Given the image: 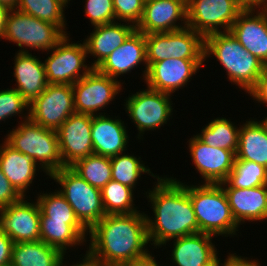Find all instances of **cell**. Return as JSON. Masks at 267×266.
<instances>
[{
    "label": "cell",
    "mask_w": 267,
    "mask_h": 266,
    "mask_svg": "<svg viewBox=\"0 0 267 266\" xmlns=\"http://www.w3.org/2000/svg\"><path fill=\"white\" fill-rule=\"evenodd\" d=\"M155 181L152 188L143 193L154 213V217L145 214L148 239L153 250L166 246L173 239L198 233L188 183L167 175H161Z\"/></svg>",
    "instance_id": "cell-1"
},
{
    "label": "cell",
    "mask_w": 267,
    "mask_h": 266,
    "mask_svg": "<svg viewBox=\"0 0 267 266\" xmlns=\"http://www.w3.org/2000/svg\"><path fill=\"white\" fill-rule=\"evenodd\" d=\"M87 252L102 266H117L150 253L145 212L108 214L88 231Z\"/></svg>",
    "instance_id": "cell-2"
},
{
    "label": "cell",
    "mask_w": 267,
    "mask_h": 266,
    "mask_svg": "<svg viewBox=\"0 0 267 266\" xmlns=\"http://www.w3.org/2000/svg\"><path fill=\"white\" fill-rule=\"evenodd\" d=\"M223 66L231 84L248 93L267 68L256 56L247 51L240 42L228 32L211 33L204 37V61L209 57Z\"/></svg>",
    "instance_id": "cell-3"
},
{
    "label": "cell",
    "mask_w": 267,
    "mask_h": 266,
    "mask_svg": "<svg viewBox=\"0 0 267 266\" xmlns=\"http://www.w3.org/2000/svg\"><path fill=\"white\" fill-rule=\"evenodd\" d=\"M198 183L188 184V194L198 223V233L209 234L214 238L237 236L240 226L233 217L221 184Z\"/></svg>",
    "instance_id": "cell-4"
},
{
    "label": "cell",
    "mask_w": 267,
    "mask_h": 266,
    "mask_svg": "<svg viewBox=\"0 0 267 266\" xmlns=\"http://www.w3.org/2000/svg\"><path fill=\"white\" fill-rule=\"evenodd\" d=\"M4 141L13 149L32 158L46 176L65 167L62 162L58 136L55 130L44 128L30 119L17 121Z\"/></svg>",
    "instance_id": "cell-5"
},
{
    "label": "cell",
    "mask_w": 267,
    "mask_h": 266,
    "mask_svg": "<svg viewBox=\"0 0 267 266\" xmlns=\"http://www.w3.org/2000/svg\"><path fill=\"white\" fill-rule=\"evenodd\" d=\"M49 178L60 185L58 192L65 197L79 222L88 231L106 215L101 189L90 185L71 167H62Z\"/></svg>",
    "instance_id": "cell-6"
},
{
    "label": "cell",
    "mask_w": 267,
    "mask_h": 266,
    "mask_svg": "<svg viewBox=\"0 0 267 266\" xmlns=\"http://www.w3.org/2000/svg\"><path fill=\"white\" fill-rule=\"evenodd\" d=\"M65 35L58 26L11 8L3 39L16 44L19 48L17 52L29 53V50H37L43 53L49 52Z\"/></svg>",
    "instance_id": "cell-7"
},
{
    "label": "cell",
    "mask_w": 267,
    "mask_h": 266,
    "mask_svg": "<svg viewBox=\"0 0 267 266\" xmlns=\"http://www.w3.org/2000/svg\"><path fill=\"white\" fill-rule=\"evenodd\" d=\"M136 93L129 94L124 99L125 113L137 128V137L143 141V135L147 131H156L167 125L173 117V103L171 94L156 91L146 87ZM171 117V118H170Z\"/></svg>",
    "instance_id": "cell-8"
},
{
    "label": "cell",
    "mask_w": 267,
    "mask_h": 266,
    "mask_svg": "<svg viewBox=\"0 0 267 266\" xmlns=\"http://www.w3.org/2000/svg\"><path fill=\"white\" fill-rule=\"evenodd\" d=\"M148 67L168 58L204 60V37L191 29L145 34Z\"/></svg>",
    "instance_id": "cell-9"
},
{
    "label": "cell",
    "mask_w": 267,
    "mask_h": 266,
    "mask_svg": "<svg viewBox=\"0 0 267 266\" xmlns=\"http://www.w3.org/2000/svg\"><path fill=\"white\" fill-rule=\"evenodd\" d=\"M70 39L69 35H65L49 53L46 52L50 54L43 62L48 84L73 85L93 69L86 63L88 57L84 41L73 43Z\"/></svg>",
    "instance_id": "cell-10"
},
{
    "label": "cell",
    "mask_w": 267,
    "mask_h": 266,
    "mask_svg": "<svg viewBox=\"0 0 267 266\" xmlns=\"http://www.w3.org/2000/svg\"><path fill=\"white\" fill-rule=\"evenodd\" d=\"M244 9L238 0H187V24L203 37L228 32Z\"/></svg>",
    "instance_id": "cell-11"
},
{
    "label": "cell",
    "mask_w": 267,
    "mask_h": 266,
    "mask_svg": "<svg viewBox=\"0 0 267 266\" xmlns=\"http://www.w3.org/2000/svg\"><path fill=\"white\" fill-rule=\"evenodd\" d=\"M123 84L121 78L113 79L93 68L72 85L75 112L90 115L108 114L100 111H107L103 109L123 91Z\"/></svg>",
    "instance_id": "cell-12"
},
{
    "label": "cell",
    "mask_w": 267,
    "mask_h": 266,
    "mask_svg": "<svg viewBox=\"0 0 267 266\" xmlns=\"http://www.w3.org/2000/svg\"><path fill=\"white\" fill-rule=\"evenodd\" d=\"M73 113V87L69 84H48L45 91L29 104V119L55 131Z\"/></svg>",
    "instance_id": "cell-13"
},
{
    "label": "cell",
    "mask_w": 267,
    "mask_h": 266,
    "mask_svg": "<svg viewBox=\"0 0 267 266\" xmlns=\"http://www.w3.org/2000/svg\"><path fill=\"white\" fill-rule=\"evenodd\" d=\"M191 160L203 179L202 183L220 184L227 180L232 171L236 153L218 147H211L200 141L195 135L188 141Z\"/></svg>",
    "instance_id": "cell-14"
},
{
    "label": "cell",
    "mask_w": 267,
    "mask_h": 266,
    "mask_svg": "<svg viewBox=\"0 0 267 266\" xmlns=\"http://www.w3.org/2000/svg\"><path fill=\"white\" fill-rule=\"evenodd\" d=\"M203 63H205L204 60L176 58L155 62L148 67L144 83L150 89L173 95L176 91L187 87L188 82L199 72Z\"/></svg>",
    "instance_id": "cell-15"
},
{
    "label": "cell",
    "mask_w": 267,
    "mask_h": 266,
    "mask_svg": "<svg viewBox=\"0 0 267 266\" xmlns=\"http://www.w3.org/2000/svg\"><path fill=\"white\" fill-rule=\"evenodd\" d=\"M26 199L22 197L18 202L0 209V229L14 243L40 240L39 205L37 201Z\"/></svg>",
    "instance_id": "cell-16"
},
{
    "label": "cell",
    "mask_w": 267,
    "mask_h": 266,
    "mask_svg": "<svg viewBox=\"0 0 267 266\" xmlns=\"http://www.w3.org/2000/svg\"><path fill=\"white\" fill-rule=\"evenodd\" d=\"M92 115L73 113L56 131L63 165L94 154L91 140Z\"/></svg>",
    "instance_id": "cell-17"
},
{
    "label": "cell",
    "mask_w": 267,
    "mask_h": 266,
    "mask_svg": "<svg viewBox=\"0 0 267 266\" xmlns=\"http://www.w3.org/2000/svg\"><path fill=\"white\" fill-rule=\"evenodd\" d=\"M187 26V0H145L136 30L144 34L165 33Z\"/></svg>",
    "instance_id": "cell-18"
},
{
    "label": "cell",
    "mask_w": 267,
    "mask_h": 266,
    "mask_svg": "<svg viewBox=\"0 0 267 266\" xmlns=\"http://www.w3.org/2000/svg\"><path fill=\"white\" fill-rule=\"evenodd\" d=\"M140 65L145 67L142 71V79L144 80L148 70L145 34L135 30L96 69L113 79L119 80L120 76L131 73L133 69H137Z\"/></svg>",
    "instance_id": "cell-19"
},
{
    "label": "cell",
    "mask_w": 267,
    "mask_h": 266,
    "mask_svg": "<svg viewBox=\"0 0 267 266\" xmlns=\"http://www.w3.org/2000/svg\"><path fill=\"white\" fill-rule=\"evenodd\" d=\"M121 117L92 115L91 140L94 154L106 157L117 156L129 147V130Z\"/></svg>",
    "instance_id": "cell-20"
},
{
    "label": "cell",
    "mask_w": 267,
    "mask_h": 266,
    "mask_svg": "<svg viewBox=\"0 0 267 266\" xmlns=\"http://www.w3.org/2000/svg\"><path fill=\"white\" fill-rule=\"evenodd\" d=\"M230 32L240 44L267 67V15L244 9L233 23Z\"/></svg>",
    "instance_id": "cell-21"
},
{
    "label": "cell",
    "mask_w": 267,
    "mask_h": 266,
    "mask_svg": "<svg viewBox=\"0 0 267 266\" xmlns=\"http://www.w3.org/2000/svg\"><path fill=\"white\" fill-rule=\"evenodd\" d=\"M220 184L239 226L247 221L267 220V184L249 189L231 187L226 181Z\"/></svg>",
    "instance_id": "cell-22"
},
{
    "label": "cell",
    "mask_w": 267,
    "mask_h": 266,
    "mask_svg": "<svg viewBox=\"0 0 267 266\" xmlns=\"http://www.w3.org/2000/svg\"><path fill=\"white\" fill-rule=\"evenodd\" d=\"M214 236L196 233L173 239L170 245L171 256L169 266H206L219 254L213 242ZM172 262V264H171ZM167 266V264H166Z\"/></svg>",
    "instance_id": "cell-23"
},
{
    "label": "cell",
    "mask_w": 267,
    "mask_h": 266,
    "mask_svg": "<svg viewBox=\"0 0 267 266\" xmlns=\"http://www.w3.org/2000/svg\"><path fill=\"white\" fill-rule=\"evenodd\" d=\"M136 30V26L122 21H114L93 27L90 35L83 41L87 49V57L93 56L91 67L96 68L115 49L121 46L125 40Z\"/></svg>",
    "instance_id": "cell-24"
},
{
    "label": "cell",
    "mask_w": 267,
    "mask_h": 266,
    "mask_svg": "<svg viewBox=\"0 0 267 266\" xmlns=\"http://www.w3.org/2000/svg\"><path fill=\"white\" fill-rule=\"evenodd\" d=\"M13 64V88L30 104L48 86L44 63L31 52H16Z\"/></svg>",
    "instance_id": "cell-25"
},
{
    "label": "cell",
    "mask_w": 267,
    "mask_h": 266,
    "mask_svg": "<svg viewBox=\"0 0 267 266\" xmlns=\"http://www.w3.org/2000/svg\"><path fill=\"white\" fill-rule=\"evenodd\" d=\"M2 141L0 143L1 170L14 189L22 197H26L29 187L34 184L36 173H39V169L41 172L43 170L32 158L13 149L3 139Z\"/></svg>",
    "instance_id": "cell-26"
},
{
    "label": "cell",
    "mask_w": 267,
    "mask_h": 266,
    "mask_svg": "<svg viewBox=\"0 0 267 266\" xmlns=\"http://www.w3.org/2000/svg\"><path fill=\"white\" fill-rule=\"evenodd\" d=\"M246 119L240 124L236 160H248L267 168V129L261 121Z\"/></svg>",
    "instance_id": "cell-27"
},
{
    "label": "cell",
    "mask_w": 267,
    "mask_h": 266,
    "mask_svg": "<svg viewBox=\"0 0 267 266\" xmlns=\"http://www.w3.org/2000/svg\"><path fill=\"white\" fill-rule=\"evenodd\" d=\"M63 257L67 258V255L41 240L18 242L13 244L10 265L60 266Z\"/></svg>",
    "instance_id": "cell-28"
},
{
    "label": "cell",
    "mask_w": 267,
    "mask_h": 266,
    "mask_svg": "<svg viewBox=\"0 0 267 266\" xmlns=\"http://www.w3.org/2000/svg\"><path fill=\"white\" fill-rule=\"evenodd\" d=\"M36 195H38L35 200L40 208V216H47L50 220L65 221L87 242L88 230L79 222L74 210L57 189L54 192L43 191Z\"/></svg>",
    "instance_id": "cell-29"
},
{
    "label": "cell",
    "mask_w": 267,
    "mask_h": 266,
    "mask_svg": "<svg viewBox=\"0 0 267 266\" xmlns=\"http://www.w3.org/2000/svg\"><path fill=\"white\" fill-rule=\"evenodd\" d=\"M40 240L64 255L70 252V248L75 249L77 246L78 249V246L87 244L65 221L50 220L47 216H40Z\"/></svg>",
    "instance_id": "cell-30"
},
{
    "label": "cell",
    "mask_w": 267,
    "mask_h": 266,
    "mask_svg": "<svg viewBox=\"0 0 267 266\" xmlns=\"http://www.w3.org/2000/svg\"><path fill=\"white\" fill-rule=\"evenodd\" d=\"M231 119L217 117L208 122L195 135L200 141L211 146L231 150L236 153L239 142V127Z\"/></svg>",
    "instance_id": "cell-31"
},
{
    "label": "cell",
    "mask_w": 267,
    "mask_h": 266,
    "mask_svg": "<svg viewBox=\"0 0 267 266\" xmlns=\"http://www.w3.org/2000/svg\"><path fill=\"white\" fill-rule=\"evenodd\" d=\"M139 156H135L132 152H123L117 156L110 157L112 168V180L136 189V185L142 175L147 173L149 176L158 178L159 175L152 173L148 166H145L144 161Z\"/></svg>",
    "instance_id": "cell-32"
},
{
    "label": "cell",
    "mask_w": 267,
    "mask_h": 266,
    "mask_svg": "<svg viewBox=\"0 0 267 266\" xmlns=\"http://www.w3.org/2000/svg\"><path fill=\"white\" fill-rule=\"evenodd\" d=\"M71 0H19L16 6L21 12L58 26L66 35L65 9Z\"/></svg>",
    "instance_id": "cell-33"
},
{
    "label": "cell",
    "mask_w": 267,
    "mask_h": 266,
    "mask_svg": "<svg viewBox=\"0 0 267 266\" xmlns=\"http://www.w3.org/2000/svg\"><path fill=\"white\" fill-rule=\"evenodd\" d=\"M134 191L129 186L110 180L101 189L102 203L106 215L139 212V208L134 203Z\"/></svg>",
    "instance_id": "cell-34"
},
{
    "label": "cell",
    "mask_w": 267,
    "mask_h": 266,
    "mask_svg": "<svg viewBox=\"0 0 267 266\" xmlns=\"http://www.w3.org/2000/svg\"><path fill=\"white\" fill-rule=\"evenodd\" d=\"M70 167L90 185L99 189L112 180L110 157L92 154L77 160Z\"/></svg>",
    "instance_id": "cell-35"
},
{
    "label": "cell",
    "mask_w": 267,
    "mask_h": 266,
    "mask_svg": "<svg viewBox=\"0 0 267 266\" xmlns=\"http://www.w3.org/2000/svg\"><path fill=\"white\" fill-rule=\"evenodd\" d=\"M226 182L235 188L249 189L267 184V168L248 160H235Z\"/></svg>",
    "instance_id": "cell-36"
},
{
    "label": "cell",
    "mask_w": 267,
    "mask_h": 266,
    "mask_svg": "<svg viewBox=\"0 0 267 266\" xmlns=\"http://www.w3.org/2000/svg\"><path fill=\"white\" fill-rule=\"evenodd\" d=\"M17 115L19 120L22 119L21 121L29 119L28 102L13 87L0 90V122L4 121L5 123L6 120L12 119L11 117H16Z\"/></svg>",
    "instance_id": "cell-37"
},
{
    "label": "cell",
    "mask_w": 267,
    "mask_h": 266,
    "mask_svg": "<svg viewBox=\"0 0 267 266\" xmlns=\"http://www.w3.org/2000/svg\"><path fill=\"white\" fill-rule=\"evenodd\" d=\"M83 12L90 20L92 27L115 21L113 0H85Z\"/></svg>",
    "instance_id": "cell-38"
},
{
    "label": "cell",
    "mask_w": 267,
    "mask_h": 266,
    "mask_svg": "<svg viewBox=\"0 0 267 266\" xmlns=\"http://www.w3.org/2000/svg\"><path fill=\"white\" fill-rule=\"evenodd\" d=\"M144 3L145 0H113L115 21L137 26L143 16Z\"/></svg>",
    "instance_id": "cell-39"
},
{
    "label": "cell",
    "mask_w": 267,
    "mask_h": 266,
    "mask_svg": "<svg viewBox=\"0 0 267 266\" xmlns=\"http://www.w3.org/2000/svg\"><path fill=\"white\" fill-rule=\"evenodd\" d=\"M21 198L0 167V209L18 202Z\"/></svg>",
    "instance_id": "cell-40"
},
{
    "label": "cell",
    "mask_w": 267,
    "mask_h": 266,
    "mask_svg": "<svg viewBox=\"0 0 267 266\" xmlns=\"http://www.w3.org/2000/svg\"><path fill=\"white\" fill-rule=\"evenodd\" d=\"M256 103H260L267 107V68L258 78L256 85L248 92Z\"/></svg>",
    "instance_id": "cell-41"
},
{
    "label": "cell",
    "mask_w": 267,
    "mask_h": 266,
    "mask_svg": "<svg viewBox=\"0 0 267 266\" xmlns=\"http://www.w3.org/2000/svg\"><path fill=\"white\" fill-rule=\"evenodd\" d=\"M13 244L14 242L0 229V266L11 264Z\"/></svg>",
    "instance_id": "cell-42"
},
{
    "label": "cell",
    "mask_w": 267,
    "mask_h": 266,
    "mask_svg": "<svg viewBox=\"0 0 267 266\" xmlns=\"http://www.w3.org/2000/svg\"><path fill=\"white\" fill-rule=\"evenodd\" d=\"M222 266H261L258 259L247 258L245 256H239L236 253H228L224 259Z\"/></svg>",
    "instance_id": "cell-43"
},
{
    "label": "cell",
    "mask_w": 267,
    "mask_h": 266,
    "mask_svg": "<svg viewBox=\"0 0 267 266\" xmlns=\"http://www.w3.org/2000/svg\"><path fill=\"white\" fill-rule=\"evenodd\" d=\"M153 253H149L143 258L133 260L130 262H126L117 266H163V264H160L157 262L155 255H152ZM166 266V265H164Z\"/></svg>",
    "instance_id": "cell-44"
},
{
    "label": "cell",
    "mask_w": 267,
    "mask_h": 266,
    "mask_svg": "<svg viewBox=\"0 0 267 266\" xmlns=\"http://www.w3.org/2000/svg\"><path fill=\"white\" fill-rule=\"evenodd\" d=\"M86 254L84 255V256H82V258H80L81 260L80 261H77L76 263H72L71 265H70V263H69V261L67 262V260H66V262L64 261V257H63V259H62V261H61V263H60V266H102L92 255H90L87 251L85 252ZM68 265H67V264Z\"/></svg>",
    "instance_id": "cell-45"
},
{
    "label": "cell",
    "mask_w": 267,
    "mask_h": 266,
    "mask_svg": "<svg viewBox=\"0 0 267 266\" xmlns=\"http://www.w3.org/2000/svg\"><path fill=\"white\" fill-rule=\"evenodd\" d=\"M10 11L11 8L8 5L0 3V39H3L5 25Z\"/></svg>",
    "instance_id": "cell-46"
},
{
    "label": "cell",
    "mask_w": 267,
    "mask_h": 266,
    "mask_svg": "<svg viewBox=\"0 0 267 266\" xmlns=\"http://www.w3.org/2000/svg\"><path fill=\"white\" fill-rule=\"evenodd\" d=\"M251 9L258 12H266L267 0H258V2Z\"/></svg>",
    "instance_id": "cell-47"
},
{
    "label": "cell",
    "mask_w": 267,
    "mask_h": 266,
    "mask_svg": "<svg viewBox=\"0 0 267 266\" xmlns=\"http://www.w3.org/2000/svg\"><path fill=\"white\" fill-rule=\"evenodd\" d=\"M238 2L245 8V9H251L258 0H238Z\"/></svg>",
    "instance_id": "cell-48"
},
{
    "label": "cell",
    "mask_w": 267,
    "mask_h": 266,
    "mask_svg": "<svg viewBox=\"0 0 267 266\" xmlns=\"http://www.w3.org/2000/svg\"><path fill=\"white\" fill-rule=\"evenodd\" d=\"M19 0H0V3L8 5L10 8H16Z\"/></svg>",
    "instance_id": "cell-49"
},
{
    "label": "cell",
    "mask_w": 267,
    "mask_h": 266,
    "mask_svg": "<svg viewBox=\"0 0 267 266\" xmlns=\"http://www.w3.org/2000/svg\"><path fill=\"white\" fill-rule=\"evenodd\" d=\"M220 256H217L212 262H210L208 265L206 266H222V260H221V257L218 258Z\"/></svg>",
    "instance_id": "cell-50"
},
{
    "label": "cell",
    "mask_w": 267,
    "mask_h": 266,
    "mask_svg": "<svg viewBox=\"0 0 267 266\" xmlns=\"http://www.w3.org/2000/svg\"><path fill=\"white\" fill-rule=\"evenodd\" d=\"M260 121L264 124V126L267 129V116L263 118V120L260 119Z\"/></svg>",
    "instance_id": "cell-51"
}]
</instances>
